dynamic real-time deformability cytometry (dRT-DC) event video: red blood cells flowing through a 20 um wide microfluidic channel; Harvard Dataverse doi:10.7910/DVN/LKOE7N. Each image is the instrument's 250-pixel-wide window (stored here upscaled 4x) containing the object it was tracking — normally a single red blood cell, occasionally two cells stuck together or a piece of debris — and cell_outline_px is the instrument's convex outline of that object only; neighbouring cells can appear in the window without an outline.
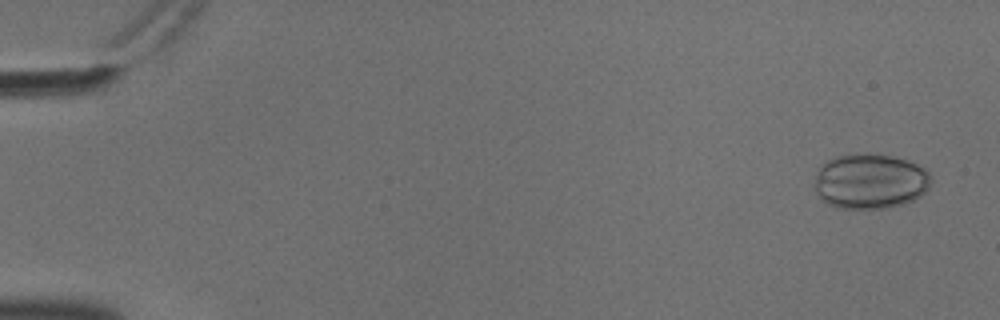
{"species": "common noctule bat (a hibernating species)", "species_latin": "Nyctalus noctula", "temperature_condition": "cold", "stored_images_in_passage": 54, "camera_frame_rate_fps": 3000, "um_per_image_px": 0.085, "animal": {"sex": "male", "body_mass_g": 18.8}, "frame": {"image": 1, "passage_image": 1, "time_ms": 0.0, "image_size_px": [1000, 320], "cell_outline_px": [[928, 188], [920, 196], [912, 200], [900, 204], [884, 208], [836, 208], [828, 204], [812, 188], [812, 184], [816, 172], [820, 164], [836, 156], [864, 152], [868, 152], [892, 156], [916, 164], [924, 168], [928, 172]], "centroid_in_image_um": [73.87, 15.39], "position_along_channel_um": 11.1, "area_um2": 37.57}}
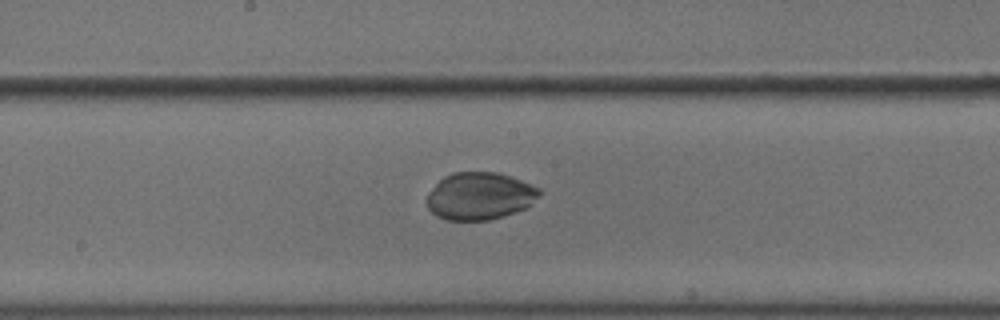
{"frame": {"image": 2, "passage_image": 29, "time_ms": 9.333, "image_size_px": [1000, 320], "cell_outline_px": [[540, 196], [524, 208], [516, 212], [488, 220], [448, 220], [436, 216], [428, 208], [428, 192], [444, 176], [452, 172], [496, 172], [532, 184], [540, 188]], "centroid_in_image_um": [40.77, 16.66], "position_along_channel_um": 207.4, "area_um2": 30.87}}
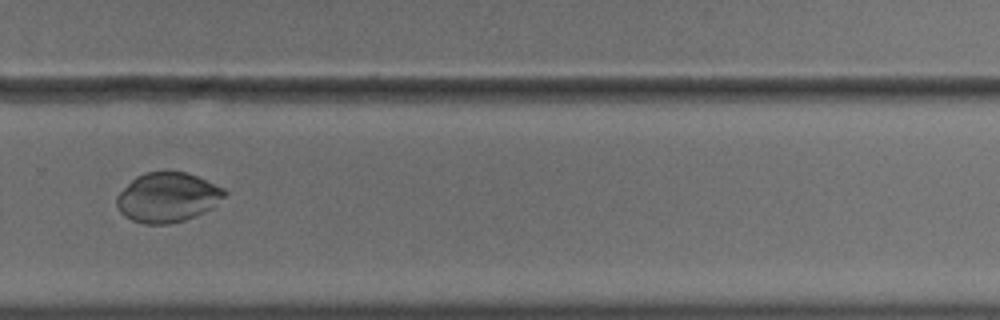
{"frame": {"image": 3, "passage_image": 38, "time_ms": 12.333, "image_size_px": [1000, 320], "cell_outline_px": [[228, 192], [212, 208], [196, 216], [184, 220], [168, 224], [144, 224], [132, 220], [124, 216], [120, 212], [116, 204], [116, 196], [136, 176], [144, 172], [188, 172], [224, 188]], "centroid_in_image_um": [14.24, 16.78], "position_along_channel_um": 315.6, "area_um2": 31.15}}